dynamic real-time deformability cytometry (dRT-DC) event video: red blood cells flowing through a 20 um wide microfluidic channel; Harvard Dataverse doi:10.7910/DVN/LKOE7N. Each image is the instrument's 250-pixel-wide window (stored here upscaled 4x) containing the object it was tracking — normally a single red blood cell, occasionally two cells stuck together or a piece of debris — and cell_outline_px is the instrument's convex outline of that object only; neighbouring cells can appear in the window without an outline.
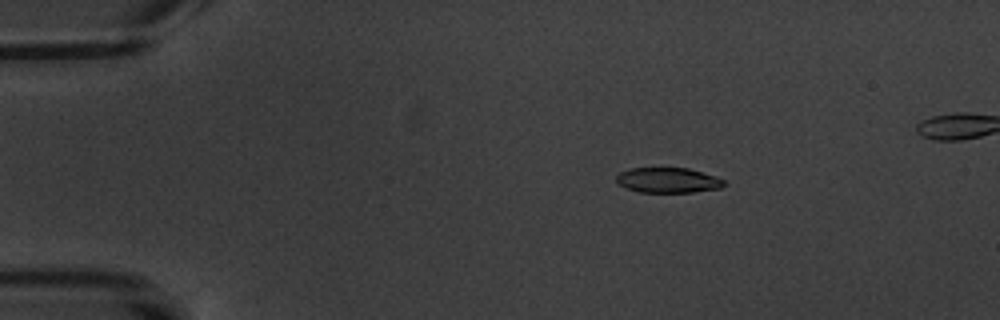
{"species": "common noctule bat (a hibernating species)", "species_latin": "Nyctalus noctula", "temperature_condition": "warm", "stored_images_in_passage": 7, "camera_frame_rate_fps": 3000, "um_per_image_px": 0.085, "animal": {"sex": "male", "body_mass_g": 20.1, "forearm_length_mm": 53.5}, "frame": {"image": 1, "passage_image": 4, "time_ms": 3.333, "image_size_px": [1000, 320], "cell_outline_px": [[724, 184], [720, 188], [692, 192], [640, 192], [616, 184], [616, 176], [620, 172], [632, 168], [688, 168], [716, 176], [724, 180]], "centroid_in_image_um": [56.76, 15.31], "position_along_channel_um": 28.2, "area_um2": 15.72}}